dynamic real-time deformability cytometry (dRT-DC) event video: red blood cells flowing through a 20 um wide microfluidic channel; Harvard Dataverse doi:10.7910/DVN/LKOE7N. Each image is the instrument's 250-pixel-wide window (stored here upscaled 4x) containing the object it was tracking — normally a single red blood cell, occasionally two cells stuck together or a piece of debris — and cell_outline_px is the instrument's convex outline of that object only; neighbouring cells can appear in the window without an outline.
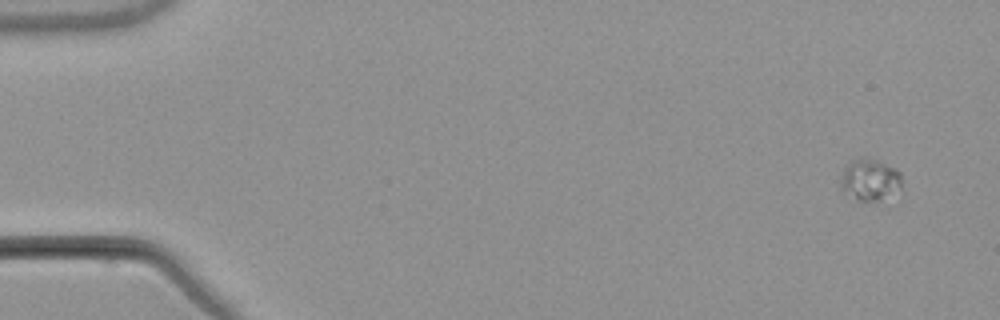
{"species": "common noctule bat (a hibernating species)", "species_latin": "Nyctalus noctula", "temperature_condition": "warm", "stored_images_in_passage": 5, "camera_frame_rate_fps": 3000, "um_per_image_px": 0.085, "animal": {"sex": "male", "body_mass_g": 21.5, "forearm_length_mm": 52.0}, "frame": {"image": 1, "passage_image": 1, "time_ms": 0.0, "image_size_px": [1000, 320], "cell_outline_px": [[900, 188], [880, 204], [856, 200], [840, 188], [840, 180], [844, 168], [852, 160], [860, 156], [864, 156], [876, 160], [896, 168], [900, 172]], "centroid_in_image_um": [73.93, 15.31], "position_along_channel_um": 11.1, "area_um2": 15.32}}
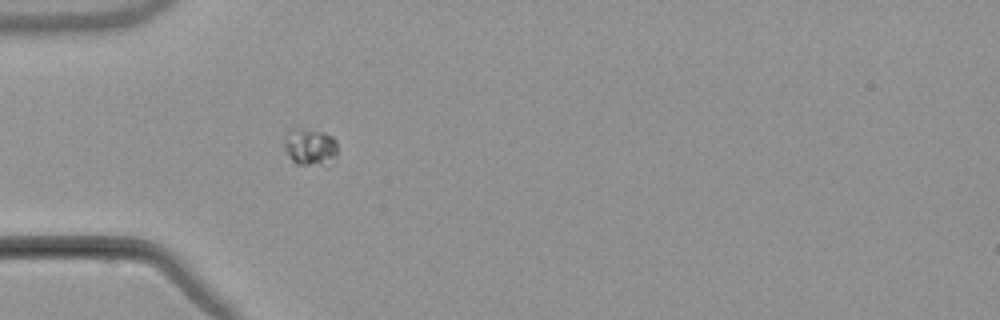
{"frame": {"image": 2, "passage_image": 5, "time_ms": 5.0, "image_size_px": [1000, 320], "cell_outline_px": [[336, 156], [320, 164], [296, 164], [292, 160], [284, 148], [284, 144], [292, 128], [300, 128], [324, 132], [332, 136], [336, 140]], "centroid_in_image_um": [26.35, 12.45], "position_along_channel_um": 58.7, "area_um2": 10.98}}